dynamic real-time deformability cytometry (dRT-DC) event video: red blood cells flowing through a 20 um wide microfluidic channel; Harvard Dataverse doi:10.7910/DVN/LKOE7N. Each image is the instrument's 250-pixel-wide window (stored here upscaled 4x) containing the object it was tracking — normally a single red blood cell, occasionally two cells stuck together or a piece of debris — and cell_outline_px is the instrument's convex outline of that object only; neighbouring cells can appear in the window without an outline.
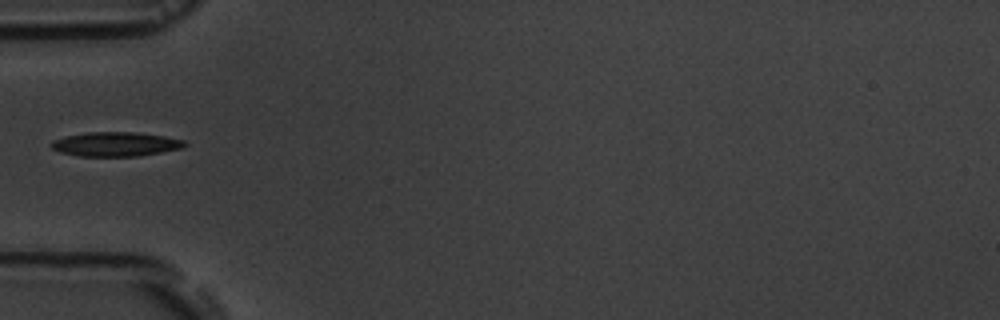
{"species": "common noctule bat (a hibernating species)", "species_latin": "Nyctalus noctula", "temperature_condition": "room temperature", "stored_images_in_passage": 5, "camera_frame_rate_fps": 3000, "um_per_image_px": 0.085, "animal": {"sex": "male", "body_mass_g": 19.5, "forearm_length_mm": 54.6}, "frame": {"image": 1, "passage_image": 4, "time_ms": 4.333, "image_size_px": [1000, 320], "cell_outline_px": [[188, 144], [180, 148], [140, 156], [80, 156], [60, 152], [52, 148], [48, 144], [52, 140], [68, 136], [88, 132], [136, 132], [164, 136], [184, 140]], "centroid_in_image_um": [9.81, 12.25], "position_along_channel_um": 75.2, "area_um2": 18.79}}
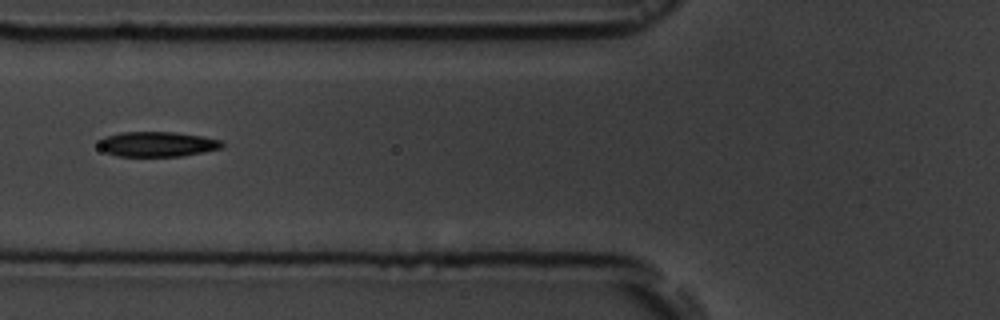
{"frame": {"image": 2, "passage_image": 5, "time_ms": 5.333, "image_size_px": [1000, 320], "cell_outline_px": [[224, 148], [184, 156], [116, 156], [104, 152], [100, 148], [100, 140], [104, 136], [120, 132], [176, 132], [204, 136], [220, 140], [224, 144]], "centroid_in_image_um": [13.4, 12.25], "position_along_channel_um": 112.4, "area_um2": 18.21}}